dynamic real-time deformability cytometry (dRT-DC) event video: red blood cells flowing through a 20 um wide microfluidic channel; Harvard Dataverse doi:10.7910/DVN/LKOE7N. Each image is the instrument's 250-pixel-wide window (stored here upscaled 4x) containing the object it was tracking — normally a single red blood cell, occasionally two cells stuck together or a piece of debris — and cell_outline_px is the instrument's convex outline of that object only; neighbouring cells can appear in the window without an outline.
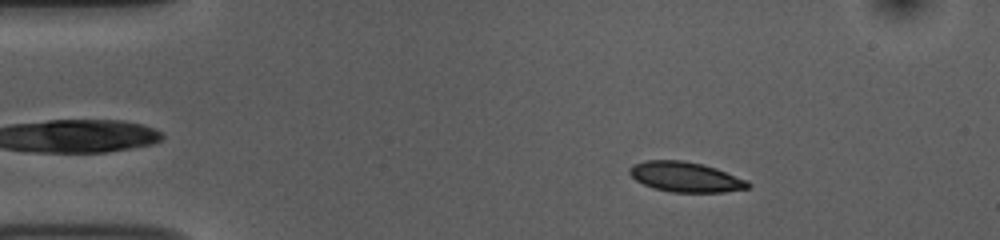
{"species": "common noctule bat (a hibernating species)", "species_latin": "Nyctalus noctula", "temperature_condition": "room temperature", "stored_images_in_passage": 53, "camera_frame_rate_fps": 3000, "um_per_image_px": 0.085, "animal": {"sex": "female", "body_mass_g": 10.0, "forearm_length_mm": 53.1}, "frame": {"image": 1, "passage_image": 8, "time_ms": 2.333, "image_size_px": [1000, 240], "cell_outline_px": [[752, 184], [748, 188], [724, 192], [672, 192], [652, 188], [636, 180], [628, 172], [628, 168], [632, 164], [648, 160], [684, 160], [704, 164], [716, 168], [748, 180]], "centroid_in_image_um": [58.27, 15.03], "position_along_channel_um": 26.7, "area_um2": 20.92}}
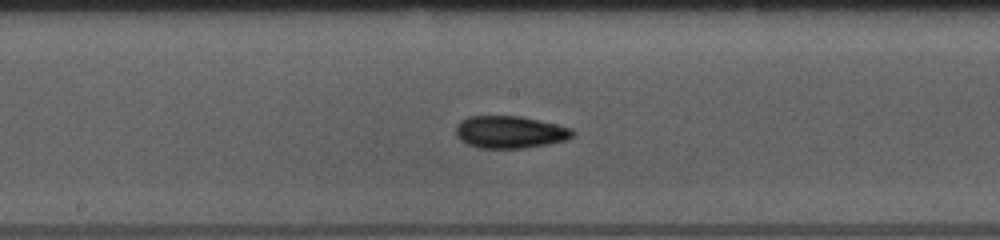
{"frame": {"image": 2, "passage_image": 27, "time_ms": 8.667, "image_size_px": [1000, 240], "cell_outline_px": [[576, 132], [572, 136], [564, 140], [548, 144], [524, 148], [480, 148], [468, 144], [460, 140], [456, 136], [456, 128], [460, 120], [468, 116], [520, 116], [556, 124], [572, 128]], "centroid_in_image_um": [43.33, 11.22], "position_along_channel_um": 204.9, "area_um2": 21.96}}
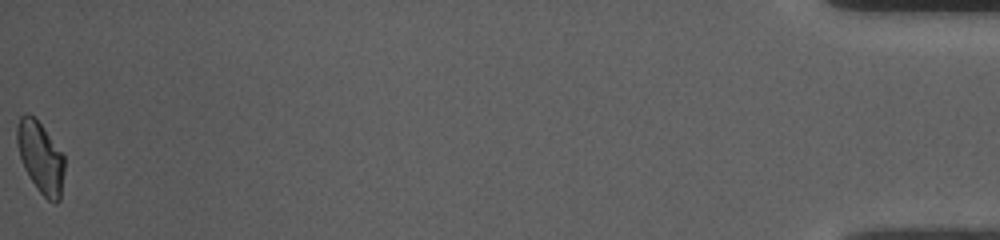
{"frame": {"image": 3, "passage_image": 53, "time_ms": 17.333, "image_size_px": [1000, 240], "cell_outline_px": [[64, 172], [60, 200], [56, 204], [48, 200], [36, 188], [28, 176], [24, 168], [16, 144], [16, 128], [20, 116], [32, 116], [44, 128], [64, 156]], "centroid_in_image_um": [3.44, 13.43], "position_along_channel_um": 431.8, "area_um2": 19.54}, "authors_computed_cell_mechanics": {"area_um2": 20.4034, "velocity_mm_per_s": 3.7531, "shape_relaxation_time_tau1_ms": 3.8676, "shape_relaxation_time_tau2_ms": 3.6457, "deformation_change_tau1": 0.1082, "deformation_change_tau2": 0.0677}}